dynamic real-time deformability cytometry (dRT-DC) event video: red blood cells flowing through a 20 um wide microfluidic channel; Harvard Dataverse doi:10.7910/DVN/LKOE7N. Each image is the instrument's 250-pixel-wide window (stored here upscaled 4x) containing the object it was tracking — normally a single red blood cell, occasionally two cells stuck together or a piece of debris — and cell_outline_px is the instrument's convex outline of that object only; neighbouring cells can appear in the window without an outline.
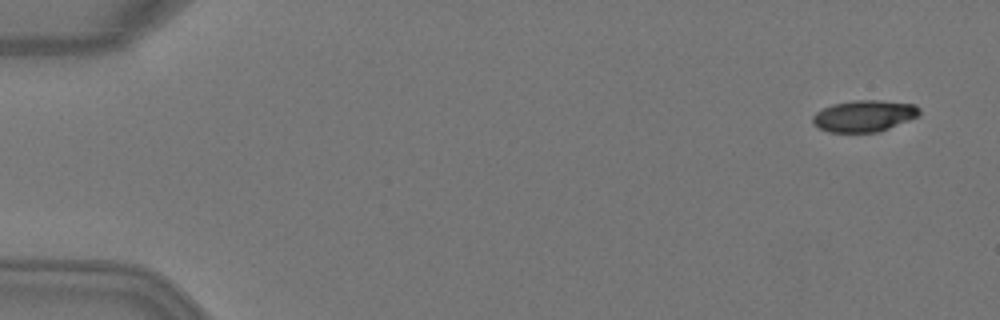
{"species": "Egyptian fruit bat (a non-hibernating species)", "species_latin": "Rousettus aegyptiacus", "temperature_condition": "warm", "stored_images_in_passage": 5, "camera_frame_rate_fps": 3000, "um_per_image_px": 0.085, "animal": {"sex": "female"}, "frame": {"image": 1, "passage_image": 1, "time_ms": 0.0, "image_size_px": [1000, 320], "cell_outline_px": [[920, 116], [880, 132], [828, 132], [820, 128], [812, 120], [812, 116], [816, 112], [832, 104], [852, 100], [880, 100], [916, 104], [920, 108]], "centroid_in_image_um": [73.5, 9.85], "position_along_channel_um": 11.5, "area_um2": 19.77}}
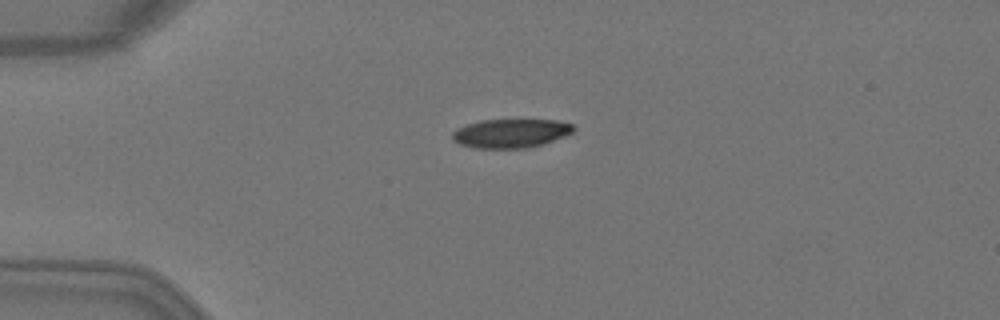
{"frame": {"image": 2, "passage_image": 3, "time_ms": 0.667, "image_size_px": [1000, 320], "cell_outline_px": [[576, 128], [572, 132], [564, 136], [544, 144], [528, 148], [472, 148], [460, 144], [452, 140], [452, 132], [456, 128], [480, 120], [556, 120], [572, 124]], "centroid_in_image_um": [43.4, 11.34], "position_along_channel_um": 41.6, "area_um2": 20.46}}